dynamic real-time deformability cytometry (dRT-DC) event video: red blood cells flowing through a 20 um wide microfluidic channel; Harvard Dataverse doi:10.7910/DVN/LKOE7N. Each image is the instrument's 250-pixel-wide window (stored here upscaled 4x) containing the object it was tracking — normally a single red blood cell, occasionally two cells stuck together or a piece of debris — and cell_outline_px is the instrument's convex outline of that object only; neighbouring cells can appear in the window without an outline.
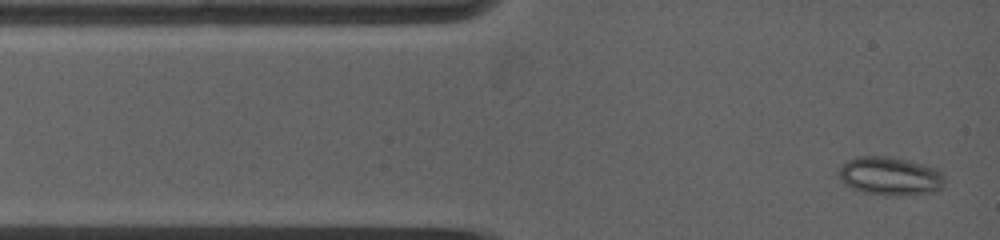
{"species": "common noctule bat (a hibernating species)", "species_latin": "Nyctalus noctula", "temperature_condition": "warm", "stored_images_in_passage": 43, "camera_frame_rate_fps": 5000, "um_per_image_px": 0.085, "animal": {"sex": "female", "body_mass_g": 19.0, "forearm_length_mm": 53.3}, "frame": {"image": 1, "passage_image": 1, "time_ms": 0.0, "image_size_px": [1000, 240], "cell_outline_px": [[944, 188], [936, 192], [896, 196], [864, 192], [852, 188], [844, 184], [840, 180], [836, 172], [848, 160], [860, 156], [888, 156], [908, 160], [936, 168], [944, 176]], "centroid_in_image_um": [75.67, 14.97], "position_along_channel_um": 9.3, "area_um2": 23.87}}
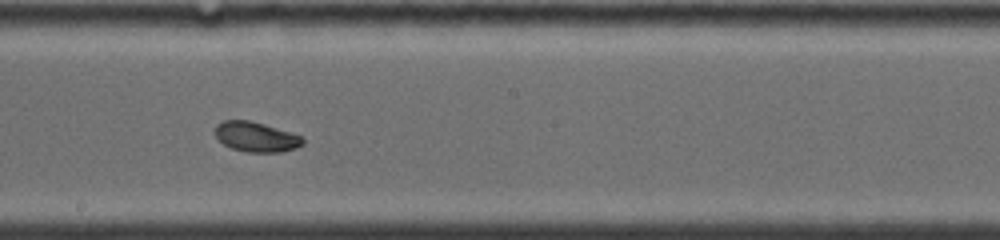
{"frame": {"image": 2, "passage_image": 29, "time_ms": 6.6, "image_size_px": [1000, 240], "cell_outline_px": [[304, 144], [296, 148], [280, 152], [248, 152], [232, 148], [224, 144], [216, 136], [216, 124], [224, 120], [248, 120], [264, 124], [300, 136], [304, 140]], "centroid_in_image_um": [21.76, 11.63], "position_along_channel_um": 226.4, "area_um2": 15.03}}
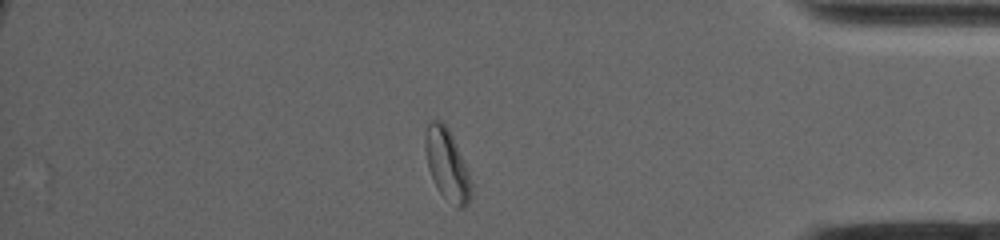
{"frame": {"image": 3, "passage_image": 43, "time_ms": 11.8, "image_size_px": [1000, 240], "cell_outline_px": [[472, 196], [468, 204], [464, 208], [456, 208], [440, 192], [428, 168], [424, 148], [424, 136], [428, 120], [436, 116], [448, 128], [468, 168], [472, 184]], "centroid_in_image_um": [38.0, 13.95], "position_along_channel_um": 397.2, "area_um2": 19.48}, "authors_computed_cell_mechanics": {"area_um2": 16.1262, "velocity_mm_per_s": 3.9243, "shape_relaxation_time_tau1_ms": 11.3384, "shape_relaxation_time_tau2_ms": 2.4958, "deformation_change_tau1": 0.1358, "deformation_change_tau2": 0.0476}}